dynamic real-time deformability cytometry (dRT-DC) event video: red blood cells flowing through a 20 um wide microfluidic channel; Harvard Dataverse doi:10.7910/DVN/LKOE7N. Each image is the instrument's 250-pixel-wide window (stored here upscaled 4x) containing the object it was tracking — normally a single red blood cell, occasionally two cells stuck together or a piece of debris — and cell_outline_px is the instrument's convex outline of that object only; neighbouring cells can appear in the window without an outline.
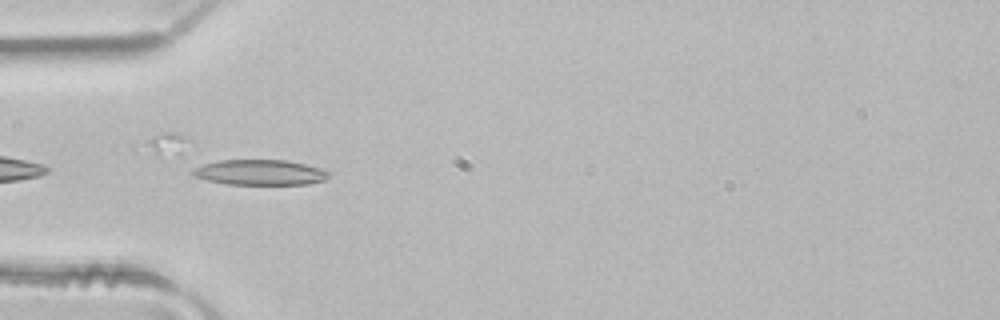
{"species": "common noctule bat (a hibernating species)", "species_latin": "Nyctalus noctula", "temperature_condition": "room temperature", "stored_images_in_passage": 36, "camera_frame_rate_fps": 3000, "um_per_image_px": 0.085, "animal": {"sex": "male", "body_mass_g": 21.5, "forearm_length_mm": 52.0}, "frame": {"image": 1, "passage_image": 2, "time_ms": 0.333, "image_size_px": [1000, 320], "cell_outline_px": [[328, 176], [324, 180], [308, 184], [228, 184], [208, 180], [192, 176], [188, 172], [188, 164], [216, 160], [288, 160], [320, 168], [328, 172]], "centroid_in_image_um": [21.87, 14.63], "position_along_channel_um": 63.1, "area_um2": 20.69}}
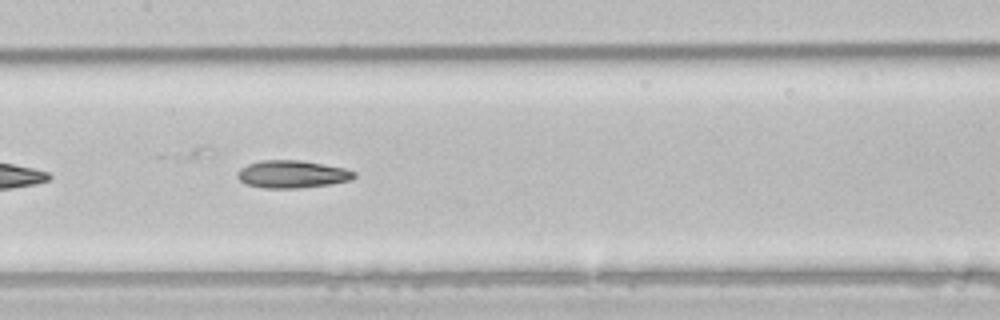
{"frame": {"image": 2, "passage_image": 11, "time_ms": 3.333, "image_size_px": [1000, 320], "cell_outline_px": [[356, 176], [352, 180], [332, 184], [300, 188], [264, 188], [244, 184], [236, 176], [236, 172], [240, 168], [248, 164], [260, 160], [300, 160], [344, 168], [356, 172]], "centroid_in_image_um": [24.81, 14.81], "position_along_channel_um": 182.6, "area_um2": 18.96}}
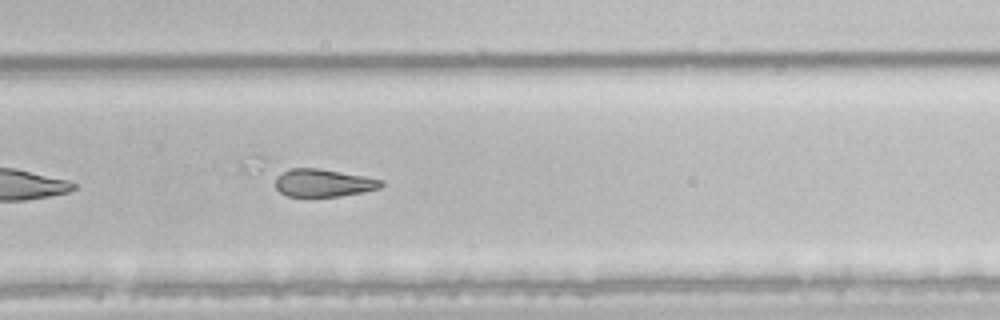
{"frame": {"image": 3, "passage_image": 20, "time_ms": 6.333, "image_size_px": [1000, 320], "cell_outline_px": [[384, 184], [380, 188], [364, 192], [340, 196], [288, 196], [280, 192], [276, 188], [276, 176], [280, 172], [288, 168], [320, 168], [364, 176], [384, 180]], "centroid_in_image_um": [27.49, 15.53], "position_along_channel_um": 302.3, "area_um2": 17.22}, "authors_computed_cell_mechanics": {"area_um2": 19.5653, "velocity_mm_per_s": 4.041, "shape_relaxation_time_tau1_ms": 8.938, "shape_relaxation_time_tau2_ms": null, "deformation_change_tau1": 0.2093, "deformation_change_tau2": null}}